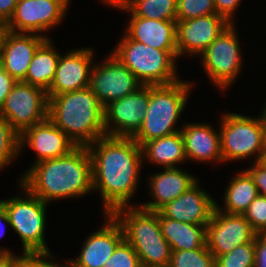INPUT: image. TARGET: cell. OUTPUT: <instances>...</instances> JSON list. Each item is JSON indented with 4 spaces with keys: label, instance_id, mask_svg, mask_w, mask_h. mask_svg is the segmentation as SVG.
I'll list each match as a JSON object with an SVG mask.
<instances>
[{
    "label": "cell",
    "instance_id": "f6af8a7d",
    "mask_svg": "<svg viewBox=\"0 0 266 267\" xmlns=\"http://www.w3.org/2000/svg\"><path fill=\"white\" fill-rule=\"evenodd\" d=\"M261 161L266 164V150H263V157Z\"/></svg>",
    "mask_w": 266,
    "mask_h": 267
},
{
    "label": "cell",
    "instance_id": "f546056e",
    "mask_svg": "<svg viewBox=\"0 0 266 267\" xmlns=\"http://www.w3.org/2000/svg\"><path fill=\"white\" fill-rule=\"evenodd\" d=\"M168 267H215V256L207 245L193 250H175Z\"/></svg>",
    "mask_w": 266,
    "mask_h": 267
},
{
    "label": "cell",
    "instance_id": "44dd1931",
    "mask_svg": "<svg viewBox=\"0 0 266 267\" xmlns=\"http://www.w3.org/2000/svg\"><path fill=\"white\" fill-rule=\"evenodd\" d=\"M150 195L153 201L140 204L147 211H159L167 203L186 192L198 180L178 167L164 168L162 172L149 176Z\"/></svg>",
    "mask_w": 266,
    "mask_h": 267
},
{
    "label": "cell",
    "instance_id": "d4e9b609",
    "mask_svg": "<svg viewBox=\"0 0 266 267\" xmlns=\"http://www.w3.org/2000/svg\"><path fill=\"white\" fill-rule=\"evenodd\" d=\"M143 158L164 168H174L185 162L186 155L181 131L145 142L142 146Z\"/></svg>",
    "mask_w": 266,
    "mask_h": 267
},
{
    "label": "cell",
    "instance_id": "5bb4252c",
    "mask_svg": "<svg viewBox=\"0 0 266 267\" xmlns=\"http://www.w3.org/2000/svg\"><path fill=\"white\" fill-rule=\"evenodd\" d=\"M256 234L243 215L224 213L215 207L206 227V245L216 258L239 245L251 243Z\"/></svg>",
    "mask_w": 266,
    "mask_h": 267
},
{
    "label": "cell",
    "instance_id": "277c9868",
    "mask_svg": "<svg viewBox=\"0 0 266 267\" xmlns=\"http://www.w3.org/2000/svg\"><path fill=\"white\" fill-rule=\"evenodd\" d=\"M112 215L122 227L124 239L134 248L142 267H168L172 249L161 232L158 211L140 206L121 207Z\"/></svg>",
    "mask_w": 266,
    "mask_h": 267
},
{
    "label": "cell",
    "instance_id": "4dcf8cb0",
    "mask_svg": "<svg viewBox=\"0 0 266 267\" xmlns=\"http://www.w3.org/2000/svg\"><path fill=\"white\" fill-rule=\"evenodd\" d=\"M255 245L251 243L239 245L226 253L215 258V267H254Z\"/></svg>",
    "mask_w": 266,
    "mask_h": 267
},
{
    "label": "cell",
    "instance_id": "ee69618b",
    "mask_svg": "<svg viewBox=\"0 0 266 267\" xmlns=\"http://www.w3.org/2000/svg\"><path fill=\"white\" fill-rule=\"evenodd\" d=\"M6 30L7 29L5 27V24L0 23V50H1L2 40H3V37H4Z\"/></svg>",
    "mask_w": 266,
    "mask_h": 267
},
{
    "label": "cell",
    "instance_id": "f1b7e54d",
    "mask_svg": "<svg viewBox=\"0 0 266 267\" xmlns=\"http://www.w3.org/2000/svg\"><path fill=\"white\" fill-rule=\"evenodd\" d=\"M19 139L20 135L11 127L8 120L0 114V170L10 165L9 163L20 155Z\"/></svg>",
    "mask_w": 266,
    "mask_h": 267
},
{
    "label": "cell",
    "instance_id": "ffe728a7",
    "mask_svg": "<svg viewBox=\"0 0 266 267\" xmlns=\"http://www.w3.org/2000/svg\"><path fill=\"white\" fill-rule=\"evenodd\" d=\"M199 185L197 181L159 211L170 219L207 227L216 207V201Z\"/></svg>",
    "mask_w": 266,
    "mask_h": 267
},
{
    "label": "cell",
    "instance_id": "836d02e7",
    "mask_svg": "<svg viewBox=\"0 0 266 267\" xmlns=\"http://www.w3.org/2000/svg\"><path fill=\"white\" fill-rule=\"evenodd\" d=\"M243 216L257 234H266V197L258 195L249 205Z\"/></svg>",
    "mask_w": 266,
    "mask_h": 267
},
{
    "label": "cell",
    "instance_id": "4fadbf2b",
    "mask_svg": "<svg viewBox=\"0 0 266 267\" xmlns=\"http://www.w3.org/2000/svg\"><path fill=\"white\" fill-rule=\"evenodd\" d=\"M149 103V86L142 85L122 99L104 108L105 134L112 137H133L141 128Z\"/></svg>",
    "mask_w": 266,
    "mask_h": 267
},
{
    "label": "cell",
    "instance_id": "ab89813d",
    "mask_svg": "<svg viewBox=\"0 0 266 267\" xmlns=\"http://www.w3.org/2000/svg\"><path fill=\"white\" fill-rule=\"evenodd\" d=\"M18 0H0V23L6 24L12 17Z\"/></svg>",
    "mask_w": 266,
    "mask_h": 267
},
{
    "label": "cell",
    "instance_id": "d6986e66",
    "mask_svg": "<svg viewBox=\"0 0 266 267\" xmlns=\"http://www.w3.org/2000/svg\"><path fill=\"white\" fill-rule=\"evenodd\" d=\"M49 37L6 30L0 50V65L17 81H23L38 47Z\"/></svg>",
    "mask_w": 266,
    "mask_h": 267
},
{
    "label": "cell",
    "instance_id": "9c48e42d",
    "mask_svg": "<svg viewBox=\"0 0 266 267\" xmlns=\"http://www.w3.org/2000/svg\"><path fill=\"white\" fill-rule=\"evenodd\" d=\"M234 25L225 29L200 56L207 78L220 90L232 85L243 65L242 49Z\"/></svg>",
    "mask_w": 266,
    "mask_h": 267
},
{
    "label": "cell",
    "instance_id": "8992f818",
    "mask_svg": "<svg viewBox=\"0 0 266 267\" xmlns=\"http://www.w3.org/2000/svg\"><path fill=\"white\" fill-rule=\"evenodd\" d=\"M112 53L142 85H169L180 80L177 58L169 51L145 45L124 34Z\"/></svg>",
    "mask_w": 266,
    "mask_h": 267
},
{
    "label": "cell",
    "instance_id": "7c38bea8",
    "mask_svg": "<svg viewBox=\"0 0 266 267\" xmlns=\"http://www.w3.org/2000/svg\"><path fill=\"white\" fill-rule=\"evenodd\" d=\"M141 86L134 74L112 52L102 64L94 62L90 71L89 88L104 108Z\"/></svg>",
    "mask_w": 266,
    "mask_h": 267
},
{
    "label": "cell",
    "instance_id": "b9f144b4",
    "mask_svg": "<svg viewBox=\"0 0 266 267\" xmlns=\"http://www.w3.org/2000/svg\"><path fill=\"white\" fill-rule=\"evenodd\" d=\"M3 223L4 224L7 223L9 225V219H8L7 213H6L3 205L0 203V238L4 235V233H5L4 228H6V227H3L4 226ZM1 228H2V230H1ZM10 253H12V251L8 248H4V249L1 248L0 249V254H10Z\"/></svg>",
    "mask_w": 266,
    "mask_h": 267
},
{
    "label": "cell",
    "instance_id": "5b68a950",
    "mask_svg": "<svg viewBox=\"0 0 266 267\" xmlns=\"http://www.w3.org/2000/svg\"><path fill=\"white\" fill-rule=\"evenodd\" d=\"M193 82L179 80L169 85L149 86V103L143 123L132 137L140 146L145 142L179 132L177 125ZM176 123V124H175Z\"/></svg>",
    "mask_w": 266,
    "mask_h": 267
},
{
    "label": "cell",
    "instance_id": "1f68e13d",
    "mask_svg": "<svg viewBox=\"0 0 266 267\" xmlns=\"http://www.w3.org/2000/svg\"><path fill=\"white\" fill-rule=\"evenodd\" d=\"M217 14L214 0H178L177 21Z\"/></svg>",
    "mask_w": 266,
    "mask_h": 267
},
{
    "label": "cell",
    "instance_id": "ac0fdd59",
    "mask_svg": "<svg viewBox=\"0 0 266 267\" xmlns=\"http://www.w3.org/2000/svg\"><path fill=\"white\" fill-rule=\"evenodd\" d=\"M106 223L84 240L77 259H70L72 267H102L124 239L121 225L112 214H105Z\"/></svg>",
    "mask_w": 266,
    "mask_h": 267
},
{
    "label": "cell",
    "instance_id": "9a60e30c",
    "mask_svg": "<svg viewBox=\"0 0 266 267\" xmlns=\"http://www.w3.org/2000/svg\"><path fill=\"white\" fill-rule=\"evenodd\" d=\"M231 24L218 14L177 21L176 44L178 58L190 54L202 55L207 47Z\"/></svg>",
    "mask_w": 266,
    "mask_h": 267
},
{
    "label": "cell",
    "instance_id": "3957f363",
    "mask_svg": "<svg viewBox=\"0 0 266 267\" xmlns=\"http://www.w3.org/2000/svg\"><path fill=\"white\" fill-rule=\"evenodd\" d=\"M48 98V118L76 146L87 147L106 135L104 107L89 87Z\"/></svg>",
    "mask_w": 266,
    "mask_h": 267
},
{
    "label": "cell",
    "instance_id": "f35d334b",
    "mask_svg": "<svg viewBox=\"0 0 266 267\" xmlns=\"http://www.w3.org/2000/svg\"><path fill=\"white\" fill-rule=\"evenodd\" d=\"M254 267H266V234H256L254 238Z\"/></svg>",
    "mask_w": 266,
    "mask_h": 267
},
{
    "label": "cell",
    "instance_id": "7a4b0ae2",
    "mask_svg": "<svg viewBox=\"0 0 266 267\" xmlns=\"http://www.w3.org/2000/svg\"><path fill=\"white\" fill-rule=\"evenodd\" d=\"M21 177L20 183L47 204L93 193L92 161L86 146H76L65 156L33 164Z\"/></svg>",
    "mask_w": 266,
    "mask_h": 267
},
{
    "label": "cell",
    "instance_id": "603a6c76",
    "mask_svg": "<svg viewBox=\"0 0 266 267\" xmlns=\"http://www.w3.org/2000/svg\"><path fill=\"white\" fill-rule=\"evenodd\" d=\"M176 23L177 20L131 17L124 33L132 40L159 50L169 51L178 59Z\"/></svg>",
    "mask_w": 266,
    "mask_h": 267
},
{
    "label": "cell",
    "instance_id": "ba28073f",
    "mask_svg": "<svg viewBox=\"0 0 266 267\" xmlns=\"http://www.w3.org/2000/svg\"><path fill=\"white\" fill-rule=\"evenodd\" d=\"M220 142L223 162L263 157L262 113L250 117L239 113H224L220 118Z\"/></svg>",
    "mask_w": 266,
    "mask_h": 267
},
{
    "label": "cell",
    "instance_id": "74e56055",
    "mask_svg": "<svg viewBox=\"0 0 266 267\" xmlns=\"http://www.w3.org/2000/svg\"><path fill=\"white\" fill-rule=\"evenodd\" d=\"M17 81L0 65V109Z\"/></svg>",
    "mask_w": 266,
    "mask_h": 267
},
{
    "label": "cell",
    "instance_id": "e575fe53",
    "mask_svg": "<svg viewBox=\"0 0 266 267\" xmlns=\"http://www.w3.org/2000/svg\"><path fill=\"white\" fill-rule=\"evenodd\" d=\"M54 256L51 253H36V254H23L20 262V267H72L71 261L68 259L64 263L59 264L49 260ZM47 260V261H46ZM68 264V265H67Z\"/></svg>",
    "mask_w": 266,
    "mask_h": 267
},
{
    "label": "cell",
    "instance_id": "8d00e7d4",
    "mask_svg": "<svg viewBox=\"0 0 266 267\" xmlns=\"http://www.w3.org/2000/svg\"><path fill=\"white\" fill-rule=\"evenodd\" d=\"M239 4H241V0H214L216 13L224 17L230 24L235 23L233 22V15Z\"/></svg>",
    "mask_w": 266,
    "mask_h": 267
},
{
    "label": "cell",
    "instance_id": "484cf974",
    "mask_svg": "<svg viewBox=\"0 0 266 267\" xmlns=\"http://www.w3.org/2000/svg\"><path fill=\"white\" fill-rule=\"evenodd\" d=\"M59 58L60 53L55 50L52 39L47 38L36 50L22 82L47 91L55 77Z\"/></svg>",
    "mask_w": 266,
    "mask_h": 267
},
{
    "label": "cell",
    "instance_id": "cb8c5ba5",
    "mask_svg": "<svg viewBox=\"0 0 266 267\" xmlns=\"http://www.w3.org/2000/svg\"><path fill=\"white\" fill-rule=\"evenodd\" d=\"M161 232L172 251L199 249L206 245V226L165 217L158 211Z\"/></svg>",
    "mask_w": 266,
    "mask_h": 267
},
{
    "label": "cell",
    "instance_id": "83f0119b",
    "mask_svg": "<svg viewBox=\"0 0 266 267\" xmlns=\"http://www.w3.org/2000/svg\"><path fill=\"white\" fill-rule=\"evenodd\" d=\"M178 0H101L104 4L124 11L131 17L154 20H177Z\"/></svg>",
    "mask_w": 266,
    "mask_h": 267
},
{
    "label": "cell",
    "instance_id": "2e32d148",
    "mask_svg": "<svg viewBox=\"0 0 266 267\" xmlns=\"http://www.w3.org/2000/svg\"><path fill=\"white\" fill-rule=\"evenodd\" d=\"M92 48L70 50L60 58L55 77L47 90L48 96H55L89 87L90 71L94 61Z\"/></svg>",
    "mask_w": 266,
    "mask_h": 267
},
{
    "label": "cell",
    "instance_id": "7402d4cb",
    "mask_svg": "<svg viewBox=\"0 0 266 267\" xmlns=\"http://www.w3.org/2000/svg\"><path fill=\"white\" fill-rule=\"evenodd\" d=\"M180 129L187 160L223 163L220 133L209 123H186Z\"/></svg>",
    "mask_w": 266,
    "mask_h": 267
},
{
    "label": "cell",
    "instance_id": "30bf717a",
    "mask_svg": "<svg viewBox=\"0 0 266 267\" xmlns=\"http://www.w3.org/2000/svg\"><path fill=\"white\" fill-rule=\"evenodd\" d=\"M47 91L22 81L17 82L7 95L0 114L20 135L25 129L48 118Z\"/></svg>",
    "mask_w": 266,
    "mask_h": 267
},
{
    "label": "cell",
    "instance_id": "7bdbcfd3",
    "mask_svg": "<svg viewBox=\"0 0 266 267\" xmlns=\"http://www.w3.org/2000/svg\"><path fill=\"white\" fill-rule=\"evenodd\" d=\"M262 137H263V150H266V114L262 113Z\"/></svg>",
    "mask_w": 266,
    "mask_h": 267
},
{
    "label": "cell",
    "instance_id": "bcb514c9",
    "mask_svg": "<svg viewBox=\"0 0 266 267\" xmlns=\"http://www.w3.org/2000/svg\"><path fill=\"white\" fill-rule=\"evenodd\" d=\"M262 112H264L266 114V104H265L264 109H263Z\"/></svg>",
    "mask_w": 266,
    "mask_h": 267
},
{
    "label": "cell",
    "instance_id": "6da1fadb",
    "mask_svg": "<svg viewBox=\"0 0 266 267\" xmlns=\"http://www.w3.org/2000/svg\"><path fill=\"white\" fill-rule=\"evenodd\" d=\"M92 161L93 190L102 196L104 214L132 205L136 193L143 154L132 137L105 135L87 146Z\"/></svg>",
    "mask_w": 266,
    "mask_h": 267
},
{
    "label": "cell",
    "instance_id": "e0dca14e",
    "mask_svg": "<svg viewBox=\"0 0 266 267\" xmlns=\"http://www.w3.org/2000/svg\"><path fill=\"white\" fill-rule=\"evenodd\" d=\"M20 152L28 145L37 152L33 164L43 160L54 159L67 155L76 145L54 123L46 118L42 122L25 129L20 134Z\"/></svg>",
    "mask_w": 266,
    "mask_h": 267
},
{
    "label": "cell",
    "instance_id": "52a82bcc",
    "mask_svg": "<svg viewBox=\"0 0 266 267\" xmlns=\"http://www.w3.org/2000/svg\"><path fill=\"white\" fill-rule=\"evenodd\" d=\"M24 195L0 200L8 219L9 226L18 234L23 245V254L51 253L45 243L47 203L33 195L21 183Z\"/></svg>",
    "mask_w": 266,
    "mask_h": 267
},
{
    "label": "cell",
    "instance_id": "8fae6325",
    "mask_svg": "<svg viewBox=\"0 0 266 267\" xmlns=\"http://www.w3.org/2000/svg\"><path fill=\"white\" fill-rule=\"evenodd\" d=\"M70 2V0H18L14 13L5 27L14 33L47 37L41 32L49 31L65 19Z\"/></svg>",
    "mask_w": 266,
    "mask_h": 267
},
{
    "label": "cell",
    "instance_id": "60d3db41",
    "mask_svg": "<svg viewBox=\"0 0 266 267\" xmlns=\"http://www.w3.org/2000/svg\"><path fill=\"white\" fill-rule=\"evenodd\" d=\"M22 260L21 255L10 254H0V267H20V262Z\"/></svg>",
    "mask_w": 266,
    "mask_h": 267
},
{
    "label": "cell",
    "instance_id": "d6a6232c",
    "mask_svg": "<svg viewBox=\"0 0 266 267\" xmlns=\"http://www.w3.org/2000/svg\"><path fill=\"white\" fill-rule=\"evenodd\" d=\"M102 267H142L134 248L123 239Z\"/></svg>",
    "mask_w": 266,
    "mask_h": 267
},
{
    "label": "cell",
    "instance_id": "d590c367",
    "mask_svg": "<svg viewBox=\"0 0 266 267\" xmlns=\"http://www.w3.org/2000/svg\"><path fill=\"white\" fill-rule=\"evenodd\" d=\"M254 181L257 187L258 193L266 197V164L261 160L253 162V165L245 169Z\"/></svg>",
    "mask_w": 266,
    "mask_h": 267
},
{
    "label": "cell",
    "instance_id": "4316f807",
    "mask_svg": "<svg viewBox=\"0 0 266 267\" xmlns=\"http://www.w3.org/2000/svg\"><path fill=\"white\" fill-rule=\"evenodd\" d=\"M259 195L256 185L250 174L244 169L232 178L225 189L223 205L216 208L224 213L239 214L247 210L248 205ZM220 206V207H219Z\"/></svg>",
    "mask_w": 266,
    "mask_h": 267
}]
</instances>
